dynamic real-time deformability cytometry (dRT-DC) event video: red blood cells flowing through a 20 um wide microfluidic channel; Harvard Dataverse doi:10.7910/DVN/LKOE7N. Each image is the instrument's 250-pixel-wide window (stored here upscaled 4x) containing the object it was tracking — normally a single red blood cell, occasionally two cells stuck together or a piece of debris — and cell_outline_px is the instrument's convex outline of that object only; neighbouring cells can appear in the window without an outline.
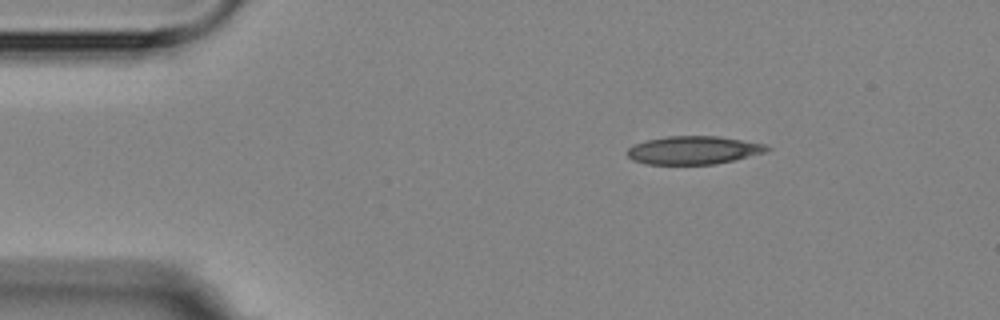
{"species": "Egyptian fruit bat (a non-hibernating species)", "species_latin": "Rousettus aegyptiacus", "temperature_condition": "room temperature", "stored_images_in_passage": 3, "camera_frame_rate_fps": 3000, "um_per_image_px": 0.085, "animal": {"sex": "female"}, "frame": {"image": 1, "passage_image": 1, "time_ms": 0.0, "image_size_px": [1000, 320], "cell_outline_px": [[772, 148], [768, 152], [732, 160], [712, 164], [648, 164], [632, 160], [624, 152], [632, 144], [648, 140], [668, 136], [716, 136], [768, 144]], "centroid_in_image_um": [58.95, 12.76], "position_along_channel_um": 26.0, "area_um2": 23.0}}
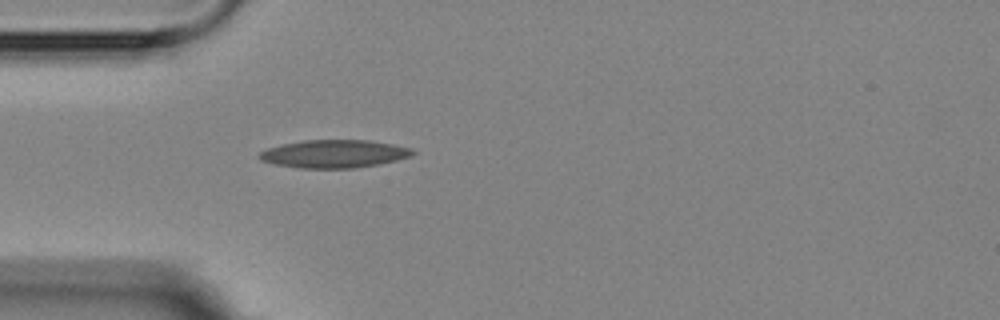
{"frame": {"image": 2, "passage_image": 3, "time_ms": 2.333, "image_size_px": [1000, 320], "cell_outline_px": [[416, 152], [412, 156], [396, 160], [356, 168], [300, 168], [272, 164], [260, 160], [256, 156], [260, 152], [268, 148], [284, 144], [304, 140], [368, 140], [392, 144], [412, 148]], "centroid_in_image_um": [28.38, 13.08], "position_along_channel_um": 56.6, "area_um2": 24.97}}